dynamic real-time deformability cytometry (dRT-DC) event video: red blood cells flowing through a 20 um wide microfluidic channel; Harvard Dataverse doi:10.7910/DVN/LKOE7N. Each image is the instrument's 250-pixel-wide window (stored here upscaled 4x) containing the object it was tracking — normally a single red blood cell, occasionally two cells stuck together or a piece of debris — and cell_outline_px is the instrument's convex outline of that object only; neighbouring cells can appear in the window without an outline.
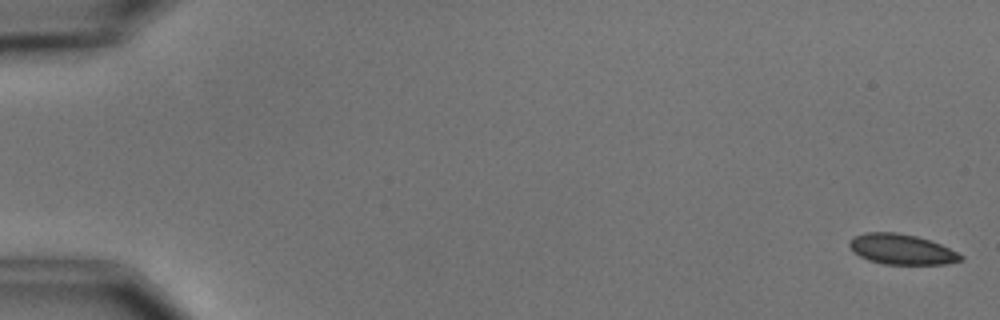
{"species": "common noctule bat (a hibernating species)", "species_latin": "Nyctalus noctula", "temperature_condition": "cold", "stored_images_in_passage": 9, "camera_frame_rate_fps": 3000, "um_per_image_px": 0.085, "animal": {"sex": "male", "body_mass_g": 15.6}, "frame": {"image": 1, "passage_image": 1, "time_ms": 0.0, "image_size_px": [1000, 320], "cell_outline_px": [[964, 260], [944, 264], [884, 264], [868, 260], [860, 256], [848, 244], [848, 240], [852, 236], [864, 232], [896, 232], [916, 236], [940, 244], [964, 256]], "centroid_in_image_um": [76.61, 21.18], "position_along_channel_um": 8.4, "area_um2": 19.59}}
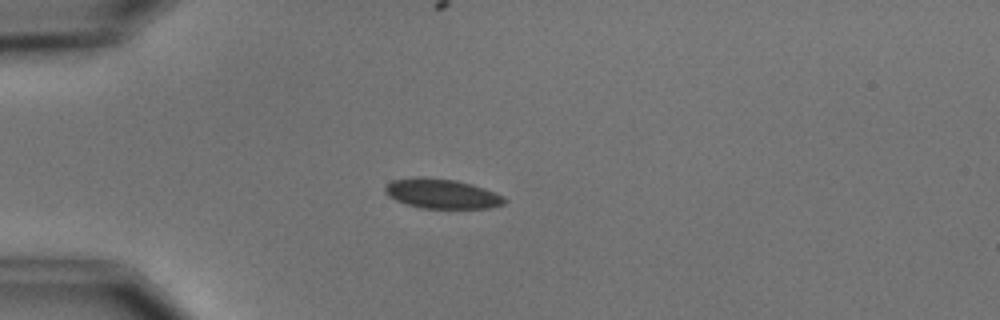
{"frame": {"image": 2, "passage_image": 5, "time_ms": 4.667, "image_size_px": [1000, 320], "cell_outline_px": [[508, 200], [504, 204], [488, 208], [420, 208], [396, 200], [388, 196], [384, 192], [384, 188], [392, 180], [416, 176], [424, 176], [456, 180], [472, 184], [484, 188], [504, 196]], "centroid_in_image_um": [37.56, 16.45], "position_along_channel_um": 47.4, "area_um2": 20.81}}
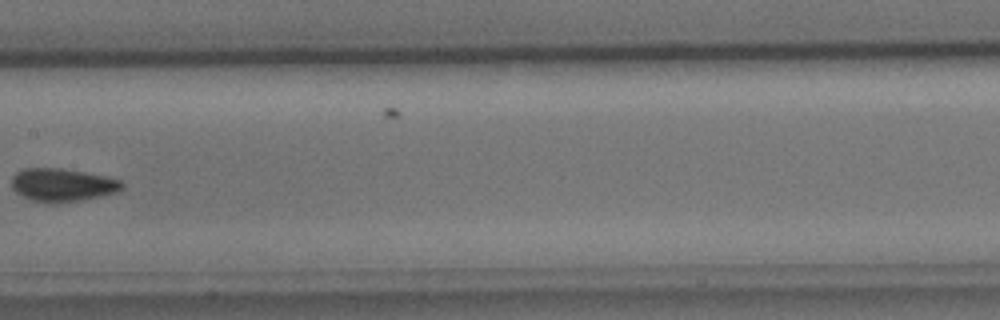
{"frame": {"image": 3, "passage_image": 9, "time_ms": 9.333, "image_size_px": [1000, 320], "cell_outline_px": [[124, 188], [116, 192], [80, 200], [60, 204], [48, 204], [32, 200], [16, 192], [12, 188], [12, 176], [16, 172], [24, 168], [60, 168], [84, 172], [104, 176], [120, 180], [124, 184]], "centroid_in_image_um": [5.28, 15.73], "position_along_channel_um": 202.1, "area_um2": 21.33}}